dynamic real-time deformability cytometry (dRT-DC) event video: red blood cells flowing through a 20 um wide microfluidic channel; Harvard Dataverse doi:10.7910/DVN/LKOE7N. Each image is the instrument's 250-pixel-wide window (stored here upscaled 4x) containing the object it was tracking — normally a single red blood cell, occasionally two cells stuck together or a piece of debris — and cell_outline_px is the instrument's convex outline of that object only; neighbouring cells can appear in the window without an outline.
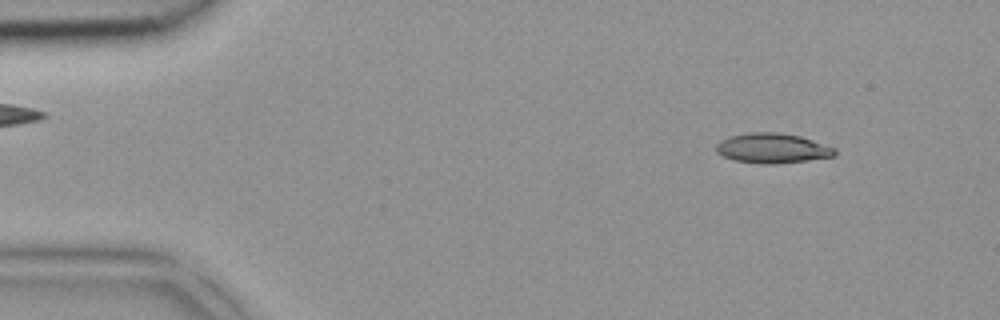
{"species": "common noctule bat (a hibernating species)", "species_latin": "Nyctalus noctula", "temperature_condition": "room temperature", "stored_images_in_passage": 2, "segment_of_instrument_passage": [2, 2], "camera_frame_rate_fps": 3000, "um_per_image_px": 0.085, "animal": {"sex": "female", "body_mass_g": 18.4}, "frame": {"image": 1, "passage_image": 2, "time_ms": 0.333, "image_size_px": [1000, 320], "cell_outline_px": [[836, 156], [808, 160], [772, 164], [764, 164], [736, 160], [724, 156], [716, 152], [716, 144], [720, 140], [728, 136], [748, 132], [780, 132], [800, 136], [836, 148]], "centroid_in_image_um": [65.65, 12.58], "position_along_channel_um": 19.4, "area_um2": 20.69}}